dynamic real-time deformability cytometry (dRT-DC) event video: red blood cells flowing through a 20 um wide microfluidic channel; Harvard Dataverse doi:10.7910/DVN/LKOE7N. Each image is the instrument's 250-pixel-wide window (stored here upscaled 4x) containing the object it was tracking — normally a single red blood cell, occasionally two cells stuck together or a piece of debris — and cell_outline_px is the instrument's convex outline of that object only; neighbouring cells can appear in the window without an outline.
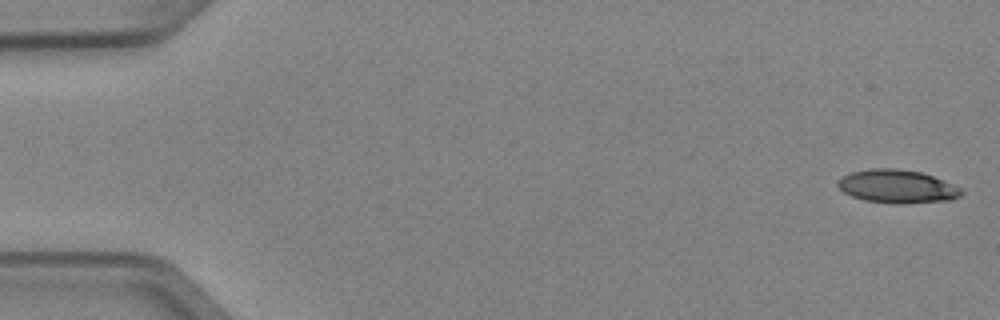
{"species": "Egyptian fruit bat (a non-hibernating species)", "species_latin": "Rousettus aegyptiacus", "temperature_condition": "cold", "stored_images_in_passage": 5, "camera_frame_rate_fps": 3000, "um_per_image_px": 0.085, "animal": {"sex": "female"}, "frame": {"image": 1, "passage_image": 1, "time_ms": 0.0, "image_size_px": [1000, 320], "cell_outline_px": [[964, 192], [960, 196], [952, 200], [900, 204], [892, 204], [864, 200], [852, 196], [844, 192], [836, 184], [844, 176], [852, 172], [872, 168], [892, 168], [920, 172], [932, 176], [964, 188]], "centroid_in_image_um": [76.31, 15.86], "position_along_channel_um": 8.7, "area_um2": 23.99}}